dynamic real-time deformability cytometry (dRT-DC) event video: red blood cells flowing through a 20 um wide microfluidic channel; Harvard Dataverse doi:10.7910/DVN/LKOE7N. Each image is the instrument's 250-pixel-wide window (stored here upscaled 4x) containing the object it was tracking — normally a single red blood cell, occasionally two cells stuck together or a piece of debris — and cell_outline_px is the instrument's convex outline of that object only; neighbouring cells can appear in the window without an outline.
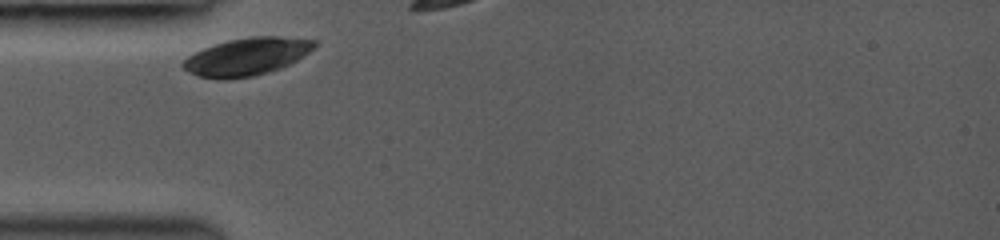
{"species": "common noctule bat (a hibernating species)", "species_latin": "Nyctalus noctula", "temperature_condition": "room temperature", "stored_images_in_passage": 6, "camera_frame_rate_fps": 3000, "um_per_image_px": 0.085, "animal": {"sex": "female", "body_mass_g": 19.0, "forearm_length_mm": 53.3}, "frame": {"image": 1, "passage_image": 1, "time_ms": 0.0, "image_size_px": [1000, 240], "cell_outline_px": [[316, 44], [308, 52], [296, 60], [280, 68], [268, 72], [252, 76], [228, 80], [216, 80], [200, 76], [188, 72], [180, 64], [188, 56], [204, 48], [228, 40], [248, 36], [276, 36], [316, 40]], "centroid_in_image_um": [20.94, 4.82], "position_along_channel_um": 64.1, "area_um2": 28.61}}
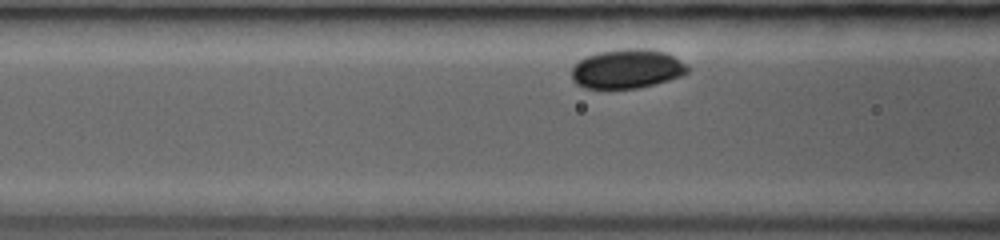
{"frame": {"image": 2, "passage_image": 4, "time_ms": 1.333, "image_size_px": [1000, 240], "cell_outline_px": [[688, 72], [680, 76], [656, 84], [636, 88], [584, 88], [576, 84], [572, 80], [572, 68], [584, 56], [596, 52], [620, 48], [648, 48], [664, 52], [688, 64]], "centroid_in_image_um": [53.28, 5.83], "position_along_channel_um": 113.3, "area_um2": 26.7}}